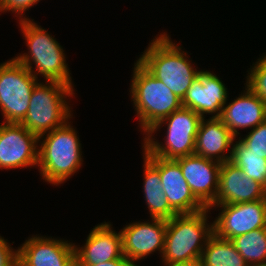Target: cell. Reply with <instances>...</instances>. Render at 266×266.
Segmentation results:
<instances>
[{
    "instance_id": "52a82bcc",
    "label": "cell",
    "mask_w": 266,
    "mask_h": 266,
    "mask_svg": "<svg viewBox=\"0 0 266 266\" xmlns=\"http://www.w3.org/2000/svg\"><path fill=\"white\" fill-rule=\"evenodd\" d=\"M202 117L195 111L181 107L158 122L144 136L143 149L150 155L164 159H177L194 154L195 139ZM167 124L166 142L161 144L152 135L162 124Z\"/></svg>"
},
{
    "instance_id": "ba28073f",
    "label": "cell",
    "mask_w": 266,
    "mask_h": 266,
    "mask_svg": "<svg viewBox=\"0 0 266 266\" xmlns=\"http://www.w3.org/2000/svg\"><path fill=\"white\" fill-rule=\"evenodd\" d=\"M35 76L12 58L0 64V109L5 123H21L28 111Z\"/></svg>"
},
{
    "instance_id": "d4e9b609",
    "label": "cell",
    "mask_w": 266,
    "mask_h": 266,
    "mask_svg": "<svg viewBox=\"0 0 266 266\" xmlns=\"http://www.w3.org/2000/svg\"><path fill=\"white\" fill-rule=\"evenodd\" d=\"M240 139L246 144L247 153H256L266 159V120Z\"/></svg>"
},
{
    "instance_id": "f1b7e54d",
    "label": "cell",
    "mask_w": 266,
    "mask_h": 266,
    "mask_svg": "<svg viewBox=\"0 0 266 266\" xmlns=\"http://www.w3.org/2000/svg\"><path fill=\"white\" fill-rule=\"evenodd\" d=\"M164 266H203V265H202L201 260L198 259V260H193L189 262L177 263V264H172V265H164Z\"/></svg>"
},
{
    "instance_id": "3957f363",
    "label": "cell",
    "mask_w": 266,
    "mask_h": 266,
    "mask_svg": "<svg viewBox=\"0 0 266 266\" xmlns=\"http://www.w3.org/2000/svg\"><path fill=\"white\" fill-rule=\"evenodd\" d=\"M45 134L39 136L44 140L39 144L38 167L42 179L58 186L82 166L81 143L69 121Z\"/></svg>"
},
{
    "instance_id": "4316f807",
    "label": "cell",
    "mask_w": 266,
    "mask_h": 266,
    "mask_svg": "<svg viewBox=\"0 0 266 266\" xmlns=\"http://www.w3.org/2000/svg\"><path fill=\"white\" fill-rule=\"evenodd\" d=\"M0 266H18L17 250L0 236Z\"/></svg>"
},
{
    "instance_id": "44dd1931",
    "label": "cell",
    "mask_w": 266,
    "mask_h": 266,
    "mask_svg": "<svg viewBox=\"0 0 266 266\" xmlns=\"http://www.w3.org/2000/svg\"><path fill=\"white\" fill-rule=\"evenodd\" d=\"M200 260L203 266H249L231 240L215 234L208 239Z\"/></svg>"
},
{
    "instance_id": "7a4b0ae2",
    "label": "cell",
    "mask_w": 266,
    "mask_h": 266,
    "mask_svg": "<svg viewBox=\"0 0 266 266\" xmlns=\"http://www.w3.org/2000/svg\"><path fill=\"white\" fill-rule=\"evenodd\" d=\"M19 25L30 54H20L15 59L29 69L36 79L39 73L46 81H56L74 87L64 50L56 39L28 17L19 20ZM32 62L36 66V72L33 71Z\"/></svg>"
},
{
    "instance_id": "ffe728a7",
    "label": "cell",
    "mask_w": 266,
    "mask_h": 266,
    "mask_svg": "<svg viewBox=\"0 0 266 266\" xmlns=\"http://www.w3.org/2000/svg\"><path fill=\"white\" fill-rule=\"evenodd\" d=\"M143 191L150 217L169 220L177 213L170 207L163 192L162 180L159 175V157L150 155L145 149Z\"/></svg>"
},
{
    "instance_id": "277c9868",
    "label": "cell",
    "mask_w": 266,
    "mask_h": 266,
    "mask_svg": "<svg viewBox=\"0 0 266 266\" xmlns=\"http://www.w3.org/2000/svg\"><path fill=\"white\" fill-rule=\"evenodd\" d=\"M209 208L190 214H177L167 220L162 262L172 265L198 260L214 234L213 223H207ZM211 224V225H209Z\"/></svg>"
},
{
    "instance_id": "6da1fadb",
    "label": "cell",
    "mask_w": 266,
    "mask_h": 266,
    "mask_svg": "<svg viewBox=\"0 0 266 266\" xmlns=\"http://www.w3.org/2000/svg\"><path fill=\"white\" fill-rule=\"evenodd\" d=\"M155 38L137 61L183 100L201 70L192 66L182 47L173 43L165 32Z\"/></svg>"
},
{
    "instance_id": "5bb4252c",
    "label": "cell",
    "mask_w": 266,
    "mask_h": 266,
    "mask_svg": "<svg viewBox=\"0 0 266 266\" xmlns=\"http://www.w3.org/2000/svg\"><path fill=\"white\" fill-rule=\"evenodd\" d=\"M227 88L217 75L201 70L197 79L187 89L182 107L189 108L204 118V114L220 117L227 103Z\"/></svg>"
},
{
    "instance_id": "484cf974",
    "label": "cell",
    "mask_w": 266,
    "mask_h": 266,
    "mask_svg": "<svg viewBox=\"0 0 266 266\" xmlns=\"http://www.w3.org/2000/svg\"><path fill=\"white\" fill-rule=\"evenodd\" d=\"M38 2L40 0H0V12L12 11L19 15L20 20H23L26 19V16H23L24 12Z\"/></svg>"
},
{
    "instance_id": "5b68a950",
    "label": "cell",
    "mask_w": 266,
    "mask_h": 266,
    "mask_svg": "<svg viewBox=\"0 0 266 266\" xmlns=\"http://www.w3.org/2000/svg\"><path fill=\"white\" fill-rule=\"evenodd\" d=\"M130 85L133 106L145 135L158 122L182 107V100L138 61L134 64Z\"/></svg>"
},
{
    "instance_id": "9a60e30c",
    "label": "cell",
    "mask_w": 266,
    "mask_h": 266,
    "mask_svg": "<svg viewBox=\"0 0 266 266\" xmlns=\"http://www.w3.org/2000/svg\"><path fill=\"white\" fill-rule=\"evenodd\" d=\"M266 199V188L246 176L232 162L221 163L219 188L212 205L239 204Z\"/></svg>"
},
{
    "instance_id": "cb8c5ba5",
    "label": "cell",
    "mask_w": 266,
    "mask_h": 266,
    "mask_svg": "<svg viewBox=\"0 0 266 266\" xmlns=\"http://www.w3.org/2000/svg\"><path fill=\"white\" fill-rule=\"evenodd\" d=\"M253 65L248 71L245 86L266 103V54Z\"/></svg>"
},
{
    "instance_id": "e0dca14e",
    "label": "cell",
    "mask_w": 266,
    "mask_h": 266,
    "mask_svg": "<svg viewBox=\"0 0 266 266\" xmlns=\"http://www.w3.org/2000/svg\"><path fill=\"white\" fill-rule=\"evenodd\" d=\"M159 175L166 199L177 214L195 213L206 208L192 193L175 159L159 157Z\"/></svg>"
},
{
    "instance_id": "83f0119b",
    "label": "cell",
    "mask_w": 266,
    "mask_h": 266,
    "mask_svg": "<svg viewBox=\"0 0 266 266\" xmlns=\"http://www.w3.org/2000/svg\"><path fill=\"white\" fill-rule=\"evenodd\" d=\"M112 266H140L135 264V261H132L127 258H119L117 260H112Z\"/></svg>"
},
{
    "instance_id": "d6986e66",
    "label": "cell",
    "mask_w": 266,
    "mask_h": 266,
    "mask_svg": "<svg viewBox=\"0 0 266 266\" xmlns=\"http://www.w3.org/2000/svg\"><path fill=\"white\" fill-rule=\"evenodd\" d=\"M219 118L238 137V129H253L266 120V103L246 86L243 94L223 106Z\"/></svg>"
},
{
    "instance_id": "f546056e",
    "label": "cell",
    "mask_w": 266,
    "mask_h": 266,
    "mask_svg": "<svg viewBox=\"0 0 266 266\" xmlns=\"http://www.w3.org/2000/svg\"><path fill=\"white\" fill-rule=\"evenodd\" d=\"M76 266H112V261L102 262L94 265H76Z\"/></svg>"
},
{
    "instance_id": "7402d4cb",
    "label": "cell",
    "mask_w": 266,
    "mask_h": 266,
    "mask_svg": "<svg viewBox=\"0 0 266 266\" xmlns=\"http://www.w3.org/2000/svg\"><path fill=\"white\" fill-rule=\"evenodd\" d=\"M231 241L249 266L266 265V228L252 230Z\"/></svg>"
},
{
    "instance_id": "603a6c76",
    "label": "cell",
    "mask_w": 266,
    "mask_h": 266,
    "mask_svg": "<svg viewBox=\"0 0 266 266\" xmlns=\"http://www.w3.org/2000/svg\"><path fill=\"white\" fill-rule=\"evenodd\" d=\"M230 162L266 188V159L256 153H247L246 144L240 138L232 146Z\"/></svg>"
},
{
    "instance_id": "ac0fdd59",
    "label": "cell",
    "mask_w": 266,
    "mask_h": 266,
    "mask_svg": "<svg viewBox=\"0 0 266 266\" xmlns=\"http://www.w3.org/2000/svg\"><path fill=\"white\" fill-rule=\"evenodd\" d=\"M207 120V121H206ZM202 118L195 139L194 154L218 161L219 163L228 162L232 156L233 142L236 137L221 121L219 117ZM229 154L225 155L227 150Z\"/></svg>"
},
{
    "instance_id": "2e32d148",
    "label": "cell",
    "mask_w": 266,
    "mask_h": 266,
    "mask_svg": "<svg viewBox=\"0 0 266 266\" xmlns=\"http://www.w3.org/2000/svg\"><path fill=\"white\" fill-rule=\"evenodd\" d=\"M111 228L108 222L97 224L87 236L84 246L75 245L76 265H94L125 258L121 233Z\"/></svg>"
},
{
    "instance_id": "8fae6325",
    "label": "cell",
    "mask_w": 266,
    "mask_h": 266,
    "mask_svg": "<svg viewBox=\"0 0 266 266\" xmlns=\"http://www.w3.org/2000/svg\"><path fill=\"white\" fill-rule=\"evenodd\" d=\"M31 236L17 249L18 266H76L75 244Z\"/></svg>"
},
{
    "instance_id": "9c48e42d",
    "label": "cell",
    "mask_w": 266,
    "mask_h": 266,
    "mask_svg": "<svg viewBox=\"0 0 266 266\" xmlns=\"http://www.w3.org/2000/svg\"><path fill=\"white\" fill-rule=\"evenodd\" d=\"M222 209L213 221L214 234L226 240L255 229L266 228V199L253 202L211 205Z\"/></svg>"
},
{
    "instance_id": "7c38bea8",
    "label": "cell",
    "mask_w": 266,
    "mask_h": 266,
    "mask_svg": "<svg viewBox=\"0 0 266 266\" xmlns=\"http://www.w3.org/2000/svg\"><path fill=\"white\" fill-rule=\"evenodd\" d=\"M148 221L130 223L120 231L125 258L137 262L157 250L162 257L167 220L152 218Z\"/></svg>"
},
{
    "instance_id": "8992f818",
    "label": "cell",
    "mask_w": 266,
    "mask_h": 266,
    "mask_svg": "<svg viewBox=\"0 0 266 266\" xmlns=\"http://www.w3.org/2000/svg\"><path fill=\"white\" fill-rule=\"evenodd\" d=\"M45 83L35 84L28 111L20 123L38 137L63 126L72 117L66 97H73V87L56 81Z\"/></svg>"
},
{
    "instance_id": "30bf717a",
    "label": "cell",
    "mask_w": 266,
    "mask_h": 266,
    "mask_svg": "<svg viewBox=\"0 0 266 266\" xmlns=\"http://www.w3.org/2000/svg\"><path fill=\"white\" fill-rule=\"evenodd\" d=\"M39 137L20 123L0 125V169L38 166Z\"/></svg>"
},
{
    "instance_id": "4fadbf2b",
    "label": "cell",
    "mask_w": 266,
    "mask_h": 266,
    "mask_svg": "<svg viewBox=\"0 0 266 266\" xmlns=\"http://www.w3.org/2000/svg\"><path fill=\"white\" fill-rule=\"evenodd\" d=\"M175 160L194 196L209 208L217 196L221 163L196 154Z\"/></svg>"
}]
</instances>
